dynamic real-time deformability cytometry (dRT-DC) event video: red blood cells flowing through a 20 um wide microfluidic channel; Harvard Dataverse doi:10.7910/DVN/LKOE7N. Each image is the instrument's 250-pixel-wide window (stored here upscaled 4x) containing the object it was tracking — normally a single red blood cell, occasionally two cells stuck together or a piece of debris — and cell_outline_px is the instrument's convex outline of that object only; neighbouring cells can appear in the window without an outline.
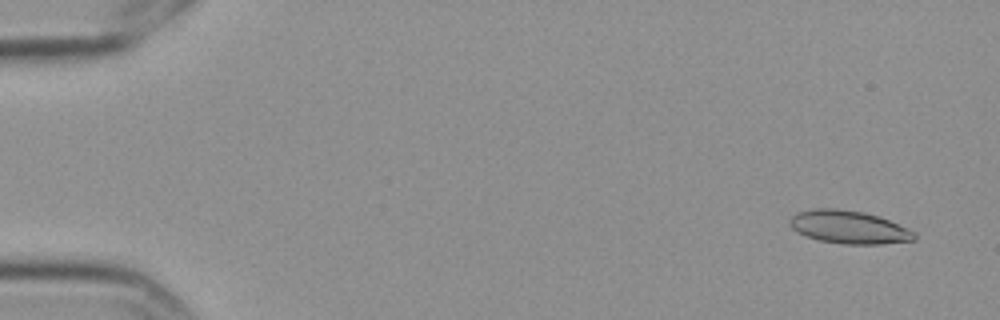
{"species": "Egyptian fruit bat (a non-hibernating species)", "species_latin": "Rousettus aegyptiacus", "temperature_condition": "cold", "stored_images_in_passage": 5, "camera_frame_rate_fps": 3000, "um_per_image_px": 0.085, "frame": {"image": 1, "passage_image": 1, "time_ms": 0.0, "image_size_px": [1000, 320], "cell_outline_px": [[916, 240], [880, 244], [844, 244], [820, 240], [796, 232], [788, 224], [788, 220], [796, 212], [816, 208], [836, 208], [864, 212], [880, 216], [908, 228], [916, 232]], "centroid_in_image_um": [72.16, 19.3], "position_along_channel_um": 12.8, "area_um2": 24.16}}
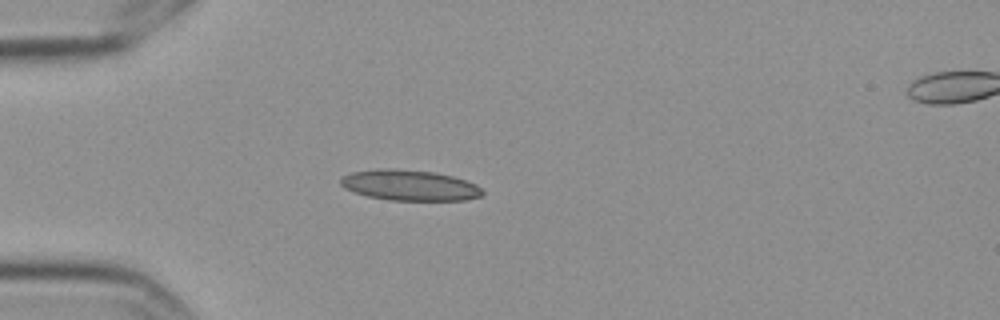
{"frame": {"image": 2, "passage_image": 4, "time_ms": 1.0, "image_size_px": [1000, 320], "cell_outline_px": [[484, 192], [480, 196], [464, 200], [388, 200], [368, 196], [344, 188], [340, 184], [340, 180], [344, 176], [352, 172], [376, 168], [396, 168], [432, 172], [452, 176], [476, 184]], "centroid_in_image_um": [34.79, 15.74], "position_along_channel_um": 50.2, "area_um2": 25.2}}